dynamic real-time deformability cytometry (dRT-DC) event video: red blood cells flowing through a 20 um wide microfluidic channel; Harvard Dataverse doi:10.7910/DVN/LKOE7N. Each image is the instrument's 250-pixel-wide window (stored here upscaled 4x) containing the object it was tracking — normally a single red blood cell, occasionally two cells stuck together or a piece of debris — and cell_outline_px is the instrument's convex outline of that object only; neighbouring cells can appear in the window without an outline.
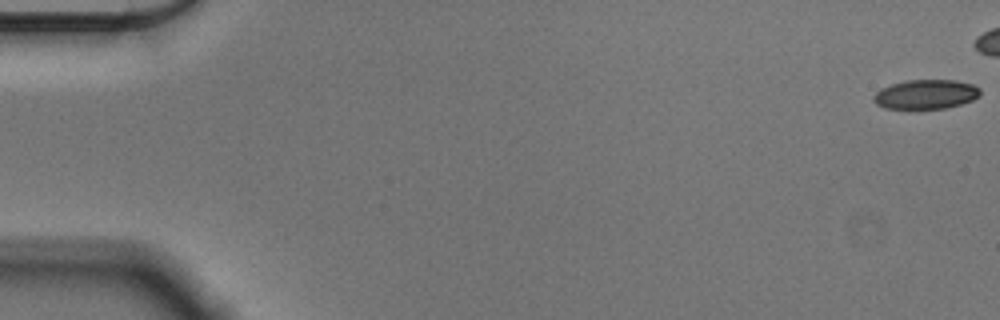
{"species": "Egyptian fruit bat (a non-hibernating species)", "species_latin": "Rousettus aegyptiacus", "temperature_condition": "cold", "stored_images_in_passage": 29, "camera_frame_rate_fps": 3000, "um_per_image_px": 0.085, "animal": {"sex": "male"}, "frame": {"image": 1, "passage_image": 1, "time_ms": 0.0, "image_size_px": [1000, 320], "cell_outline_px": [[980, 96], [972, 100], [960, 104], [944, 108], [884, 108], [876, 104], [872, 100], [872, 96], [880, 88], [892, 84], [908, 80], [956, 80], [972, 84], [980, 88]], "centroid_in_image_um": [78.68, 8.01], "position_along_channel_um": 6.3, "area_um2": 18.21}}
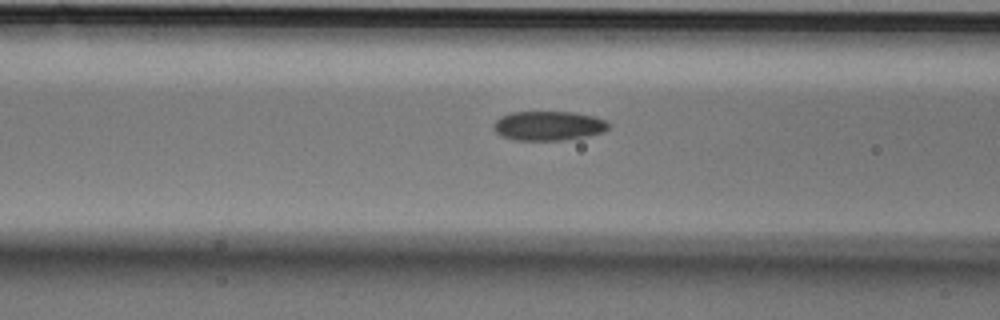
{"frame": {"image": 2, "passage_image": 23, "time_ms": 7.333, "image_size_px": [1000, 320], "cell_outline_px": [[608, 128], [604, 132], [588, 136], [564, 140], [516, 140], [504, 136], [496, 132], [492, 124], [500, 116], [512, 112], [572, 112], [592, 116], [604, 120], [608, 124]], "centroid_in_image_um": [46.6, 10.69], "position_along_channel_um": 120.0, "area_um2": 19.54}}
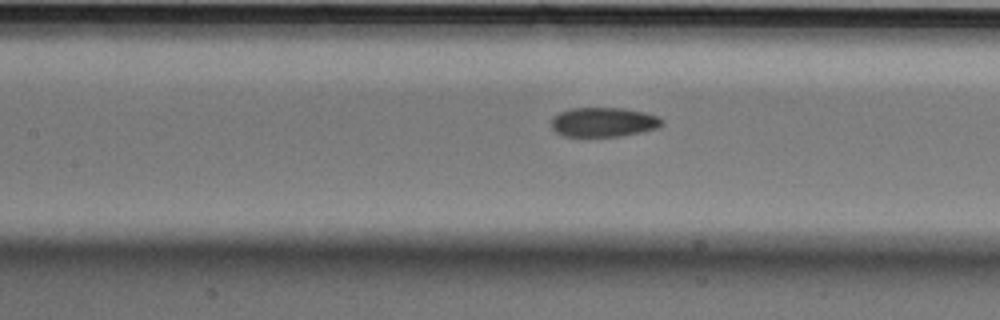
{"frame": {"image": 3, "passage_image": 26, "time_ms": 8.333, "image_size_px": [1000, 320], "cell_outline_px": [[664, 124], [656, 128], [640, 132], [620, 136], [564, 136], [556, 132], [552, 128], [552, 116], [560, 112], [572, 108], [624, 108], [644, 112], [656, 116], [664, 120]], "centroid_in_image_um": [51.29, 10.37], "position_along_channel_um": 156.1, "area_um2": 18.9}}